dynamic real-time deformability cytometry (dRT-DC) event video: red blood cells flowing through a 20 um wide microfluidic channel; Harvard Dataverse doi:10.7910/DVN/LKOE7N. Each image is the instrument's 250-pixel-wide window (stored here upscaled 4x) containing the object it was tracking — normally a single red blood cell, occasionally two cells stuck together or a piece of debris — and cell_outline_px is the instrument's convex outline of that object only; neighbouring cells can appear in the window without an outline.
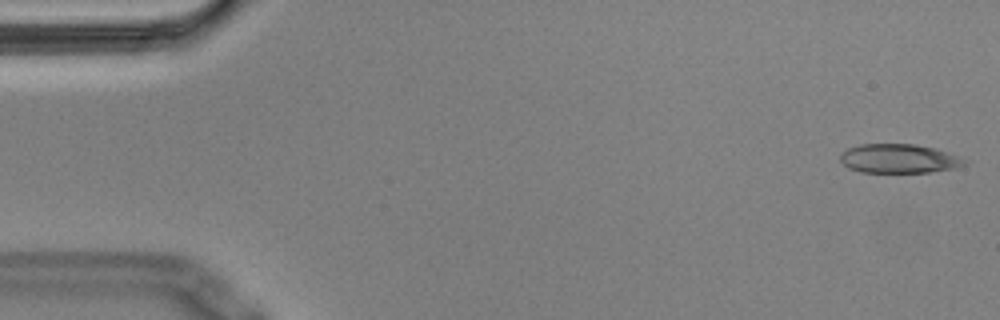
{"species": "Egyptian fruit bat (a non-hibernating species)", "species_latin": "Rousettus aegyptiacus", "temperature_condition": "cold", "stored_images_in_passage": 54, "camera_frame_rate_fps": 3000, "um_per_image_px": 0.085, "animal": {"sex": "male"}, "frame": {"image": 1, "passage_image": 1, "time_ms": 0.0, "image_size_px": [1000, 320], "cell_outline_px": [[968, 164], [956, 168], [928, 172], [860, 172], [848, 168], [840, 160], [840, 156], [848, 148], [860, 144], [916, 144], [936, 148], [956, 156], [964, 160]], "centroid_in_image_um": [76.4, 13.48], "position_along_channel_um": 8.6, "area_um2": 20.92}}
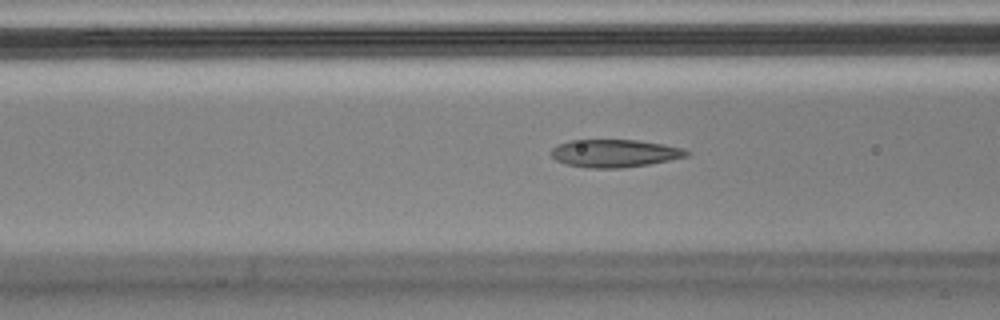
{"frame": {"image": 2, "passage_image": 20, "time_ms": 6.333, "image_size_px": [1000, 320], "cell_outline_px": [[692, 152], [688, 156], [648, 164], [620, 168], [588, 168], [568, 164], [556, 160], [548, 152], [552, 148], [568, 140], [636, 140], [664, 144], [680, 148]], "centroid_in_image_um": [52.22, 13.02], "position_along_channel_um": 114.4, "area_um2": 21.79}}
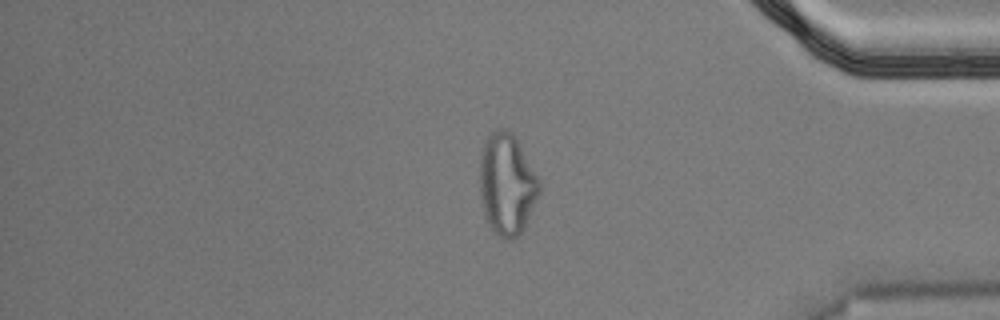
{"frame": {"image": 3, "passage_image": 45, "time_ms": 14.667, "image_size_px": [1000, 320], "cell_outline_px": [[540, 192], [524, 228], [512, 240], [508, 240], [500, 236], [492, 228], [484, 216], [480, 196], [480, 152], [488, 132], [500, 128], [504, 128], [512, 132], [520, 144], [540, 180]], "centroid_in_image_um": [43.08, 15.61], "position_along_channel_um": 392.1, "area_um2": 35.37}, "authors_computed_cell_mechanics": {"area_um2": 22.542, "velocity_mm_per_s": 3.6436, "shape_relaxation_time_tau1_ms": null, "shape_relaxation_time_tau2_ms": 1.3985, "deformation_change_tau1": null, "deformation_change_tau2": 0.0864}}